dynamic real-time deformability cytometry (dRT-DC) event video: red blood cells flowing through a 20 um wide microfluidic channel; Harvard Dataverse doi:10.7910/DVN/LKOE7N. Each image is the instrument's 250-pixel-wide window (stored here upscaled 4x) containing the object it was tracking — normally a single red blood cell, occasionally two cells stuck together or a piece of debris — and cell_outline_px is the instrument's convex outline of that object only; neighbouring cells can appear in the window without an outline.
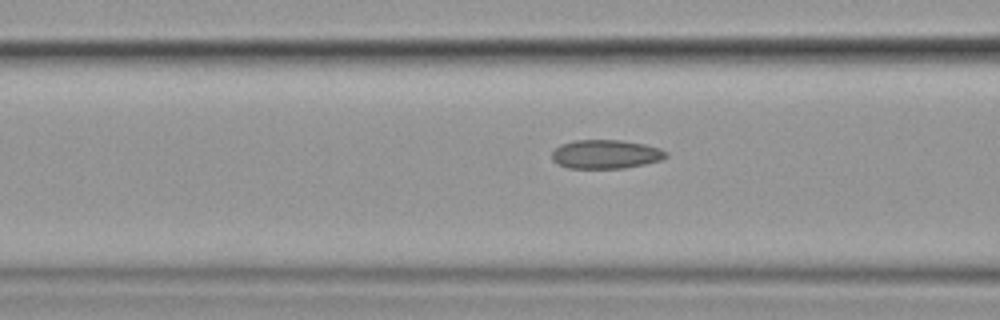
{"species": "common noctule bat (a hibernating species)", "species_latin": "Nyctalus noctula", "temperature_condition": "cold", "stored_images_in_passage": 21, "camera_frame_rate_fps": 3000, "um_per_image_px": 0.085, "animal": {"sex": "female", "body_mass_g": 19.9}, "frame": {"image": 1, "passage_image": 18, "time_ms": 5.667, "image_size_px": [1000, 320], "cell_outline_px": [[668, 156], [660, 160], [644, 164], [624, 168], [568, 168], [556, 164], [552, 160], [552, 152], [560, 144], [576, 140], [624, 140], [644, 144], [660, 148], [668, 152]], "centroid_in_image_um": [51.48, 13.1], "position_along_channel_um": 115.1, "area_um2": 19.31}}